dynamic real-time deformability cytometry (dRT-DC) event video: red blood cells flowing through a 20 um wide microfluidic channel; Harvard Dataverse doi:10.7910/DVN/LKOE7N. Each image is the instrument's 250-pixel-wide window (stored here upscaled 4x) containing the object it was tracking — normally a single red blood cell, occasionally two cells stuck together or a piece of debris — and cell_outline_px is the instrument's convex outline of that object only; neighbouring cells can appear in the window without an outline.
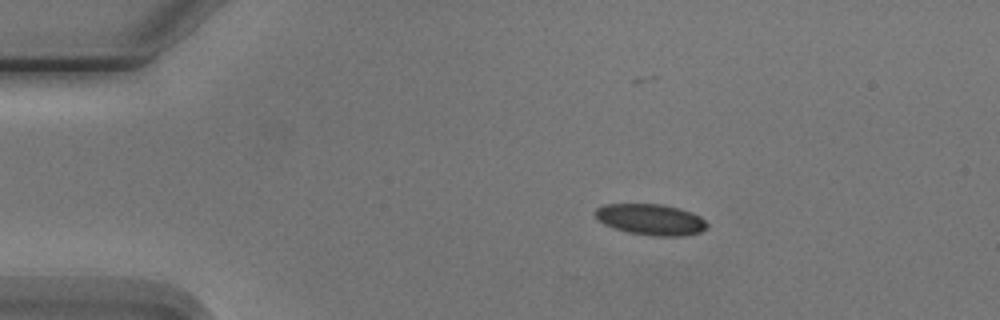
{"species": "Egyptian fruit bat (a non-hibernating species)", "species_latin": "Rousettus aegyptiacus", "temperature_condition": "cold", "stored_images_in_passage": 5, "camera_frame_rate_fps": 3000, "um_per_image_px": 0.085, "animal": {"sex": "male"}, "frame": {"image": 1, "passage_image": 2, "time_ms": 1.333, "image_size_px": [1000, 320], "cell_outline_px": [[708, 228], [700, 232], [684, 236], [652, 236], [628, 232], [604, 224], [596, 220], [592, 212], [596, 208], [604, 204], [660, 204], [680, 208], [692, 212], [700, 216], [708, 224]], "centroid_in_image_um": [55.3, 18.65], "position_along_channel_um": 29.7, "area_um2": 20.52}}
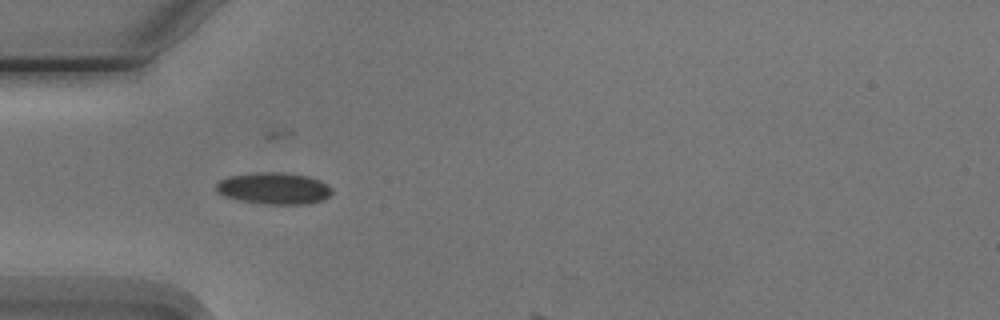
{"frame": {"image": 2, "passage_image": 4, "time_ms": 3.667, "image_size_px": [1000, 320], "cell_outline_px": [[332, 192], [324, 200], [308, 204], [260, 204], [240, 200], [224, 196], [216, 192], [216, 184], [220, 180], [228, 176], [260, 172], [272, 172], [308, 176], [320, 180], [328, 184], [332, 188]], "centroid_in_image_um": [23.29, 16.02], "position_along_channel_um": 61.7, "area_um2": 21.44}}